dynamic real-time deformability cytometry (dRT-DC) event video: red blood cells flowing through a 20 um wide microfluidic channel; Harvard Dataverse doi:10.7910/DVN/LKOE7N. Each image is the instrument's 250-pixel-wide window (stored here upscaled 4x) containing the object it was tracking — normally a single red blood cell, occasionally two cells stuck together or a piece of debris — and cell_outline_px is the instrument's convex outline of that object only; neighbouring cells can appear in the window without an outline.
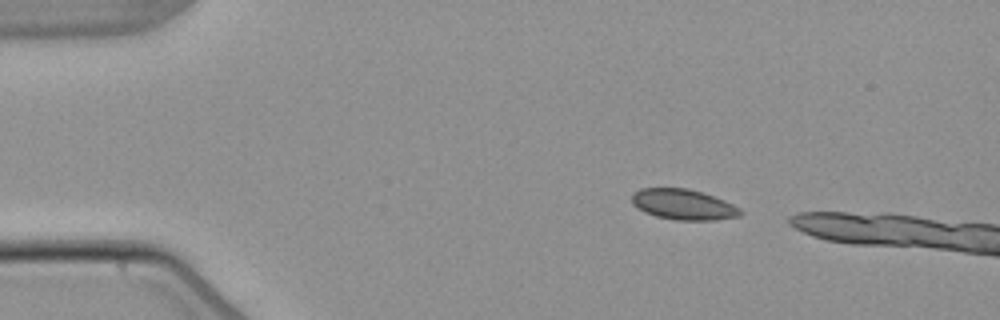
{"species": "common noctule bat (a hibernating species)", "species_latin": "Nyctalus noctula", "temperature_condition": "warm", "stored_images_in_passage": 2, "camera_frame_rate_fps": 3000, "um_per_image_px": 0.085, "animal": {"sex": "male", "body_mass_g": 21.5, "forearm_length_mm": 52.0}, "frame": {"image": 1, "passage_image": 1, "time_ms": 0.0, "image_size_px": [1000, 320], "cell_outline_px": [[744, 212], [740, 216], [716, 220], [676, 220], [656, 216], [644, 212], [632, 204], [632, 196], [640, 188], [688, 188], [724, 200], [740, 208]], "centroid_in_image_um": [58.1, 17.39], "position_along_channel_um": 26.9, "area_um2": 19.25}}